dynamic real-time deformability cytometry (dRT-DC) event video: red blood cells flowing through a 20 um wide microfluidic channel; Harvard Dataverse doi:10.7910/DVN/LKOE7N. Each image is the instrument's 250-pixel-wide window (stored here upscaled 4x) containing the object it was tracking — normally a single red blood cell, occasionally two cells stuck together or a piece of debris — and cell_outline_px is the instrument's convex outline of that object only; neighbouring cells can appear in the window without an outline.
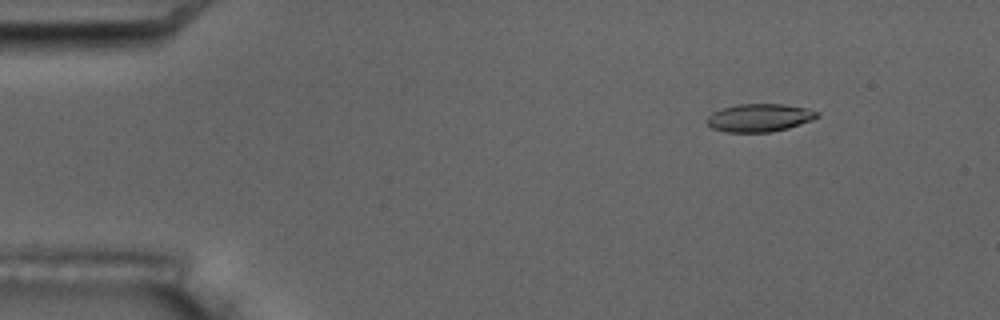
{"species": "common noctule bat (a hibernating species)", "species_latin": "Nyctalus noctula", "temperature_condition": "room temperature", "stored_images_in_passage": 6, "camera_frame_rate_fps": 3000, "um_per_image_px": 0.085, "animal": {"sex": "male", "body_mass_g": 17.5, "forearm_length_mm": 52.3}, "frame": {"image": 1, "passage_image": 2, "time_ms": 1.0, "image_size_px": [1000, 320], "cell_outline_px": [[820, 116], [812, 120], [788, 128], [772, 132], [728, 132], [712, 128], [704, 120], [712, 112], [736, 104], [784, 104], [808, 108], [820, 112]], "centroid_in_image_um": [64.57, 10.0], "position_along_channel_um": 20.4, "area_um2": 18.09}}